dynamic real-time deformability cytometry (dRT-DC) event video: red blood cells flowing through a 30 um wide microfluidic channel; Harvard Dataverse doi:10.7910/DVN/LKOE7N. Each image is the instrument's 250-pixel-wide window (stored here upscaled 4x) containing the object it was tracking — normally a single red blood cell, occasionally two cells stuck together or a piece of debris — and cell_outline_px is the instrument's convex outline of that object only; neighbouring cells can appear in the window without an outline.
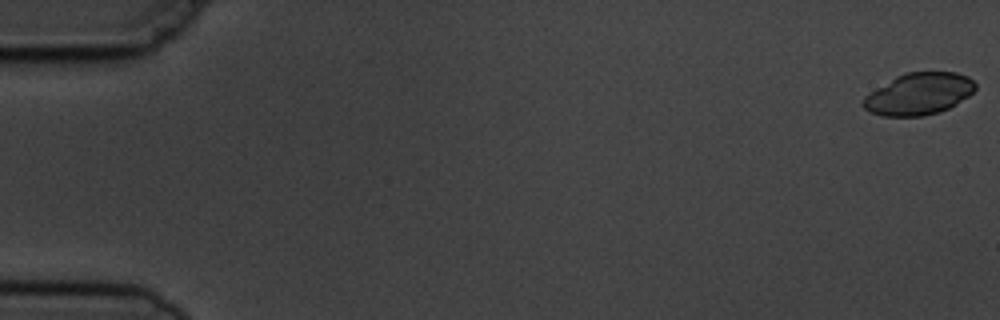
{"species": "common noctule bat (a hibernating species)", "species_latin": "Nyctalus noctula", "temperature_condition": "cold", "stored_images_in_passage": 8, "camera_frame_rate_fps": 3000, "um_per_image_px": 0.085, "animal": {"sex": "male", "body_mass_g": 19.5, "forearm_length_mm": 54.6}, "frame": {"image": 1, "passage_image": 1, "time_ms": 0.0, "image_size_px": [1000, 320], "cell_outline_px": [[976, 88], [968, 96], [956, 104], [940, 112], [924, 116], [884, 116], [872, 112], [864, 108], [860, 104], [864, 96], [868, 92], [896, 76], [904, 72], [956, 72], [968, 76], [976, 84]], "centroid_in_image_um": [78.07, 7.97], "position_along_channel_um": 6.9, "area_um2": 27.51}}
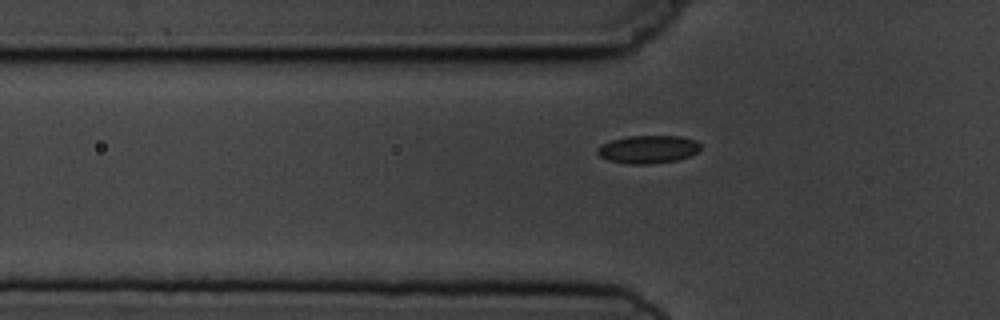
{"frame": {"image": 2, "passage_image": 8, "time_ms": 8.0, "image_size_px": [1000, 320], "cell_outline_px": [[700, 148], [696, 152], [688, 156], [676, 160], [652, 164], [628, 164], [608, 160], [600, 156], [596, 152], [596, 148], [600, 144], [612, 140], [628, 136], [680, 136], [696, 140], [700, 144]], "centroid_in_image_um": [55.05, 12.69], "position_along_channel_um": 70.8, "area_um2": 16.82}}